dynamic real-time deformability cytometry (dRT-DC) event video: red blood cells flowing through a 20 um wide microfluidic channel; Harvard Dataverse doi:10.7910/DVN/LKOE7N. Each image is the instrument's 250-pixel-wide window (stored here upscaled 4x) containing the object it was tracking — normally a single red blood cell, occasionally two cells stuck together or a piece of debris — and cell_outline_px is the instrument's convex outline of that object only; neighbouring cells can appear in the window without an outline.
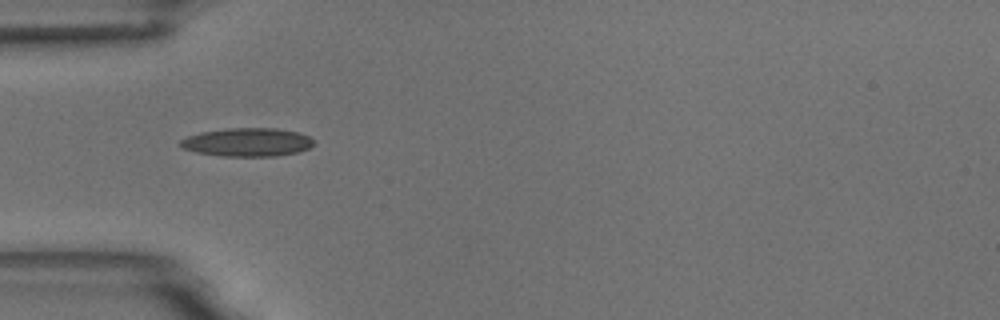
{"species": "common noctule bat (a hibernating species)", "species_latin": "Nyctalus noctula", "temperature_condition": "room temperature", "stored_images_in_passage": 6, "camera_frame_rate_fps": 3000, "um_per_image_px": 0.085, "animal": {"sex": "male", "body_mass_g": 18.8}, "frame": {"image": 1, "passage_image": 5, "time_ms": 4.667, "image_size_px": [1000, 320], "cell_outline_px": [[316, 144], [308, 148], [296, 152], [276, 156], [220, 156], [196, 152], [180, 148], [176, 144], [180, 140], [188, 136], [200, 132], [228, 128], [276, 128], [296, 132], [308, 136], [316, 140]], "centroid_in_image_um": [20.99, 12.09], "position_along_channel_um": 64.0, "area_um2": 22.31}}
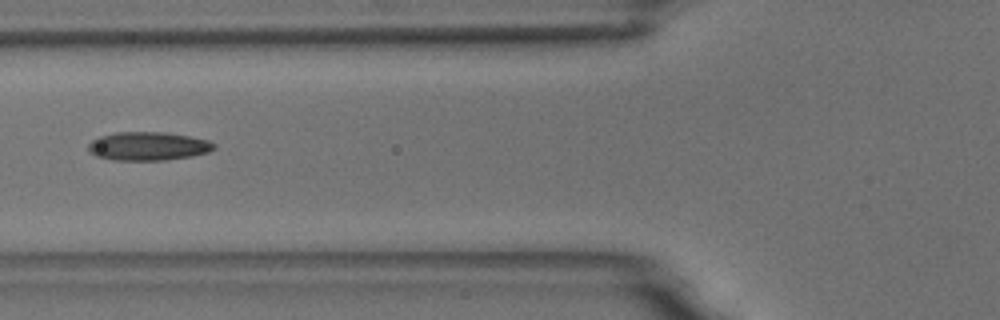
{"frame": {"image": 2, "passage_image": 6, "time_ms": 6.0, "image_size_px": [1000, 320], "cell_outline_px": [[216, 148], [208, 152], [192, 156], [164, 160], [116, 160], [96, 156], [88, 148], [88, 144], [92, 140], [100, 136], [116, 132], [168, 132], [208, 140], [216, 144]], "centroid_in_image_um": [12.62, 12.42], "position_along_channel_um": 113.2, "area_um2": 20.87}}